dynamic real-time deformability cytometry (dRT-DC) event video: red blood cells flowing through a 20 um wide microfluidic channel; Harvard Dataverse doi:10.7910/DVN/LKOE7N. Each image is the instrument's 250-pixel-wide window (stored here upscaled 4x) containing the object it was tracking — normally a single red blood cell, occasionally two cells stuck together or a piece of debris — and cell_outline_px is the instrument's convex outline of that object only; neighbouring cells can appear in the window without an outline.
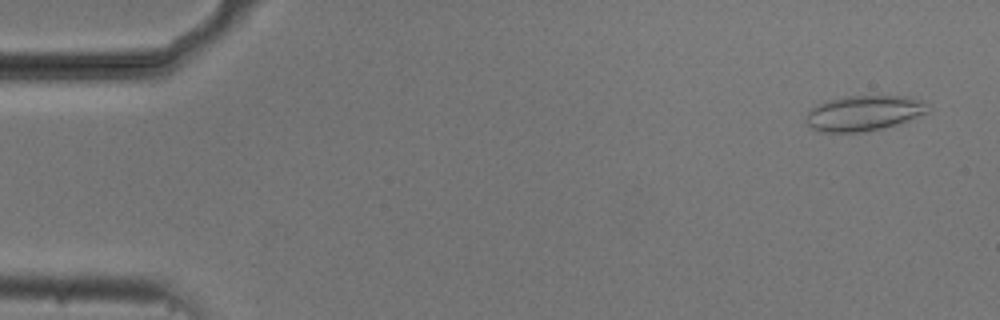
{"species": "common noctule bat (a hibernating species)", "species_latin": "Nyctalus noctula", "temperature_condition": "cold", "stored_images_in_passage": 54, "camera_frame_rate_fps": 3000, "um_per_image_px": 0.085, "animal": {"sex": "male", "body_mass_g": 20.5, "forearm_length_mm": 52.5}, "frame": {"image": 1, "passage_image": 3, "time_ms": 0.667, "image_size_px": [1000, 320], "cell_outline_px": [[932, 108], [928, 112], [896, 124], [880, 128], [860, 132], [824, 132], [812, 128], [804, 120], [808, 112], [816, 104], [824, 100], [844, 96], [908, 96], [924, 100]], "centroid_in_image_um": [73.42, 9.59], "position_along_channel_um": 11.6, "area_um2": 25.2}}
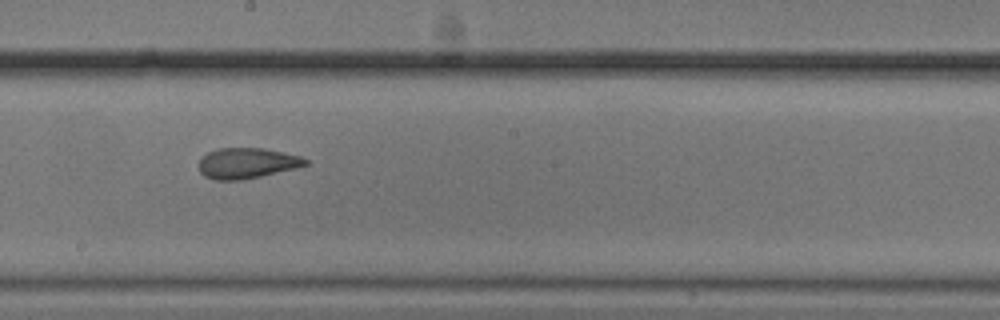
{"frame": {"image": 2, "passage_image": 30, "time_ms": 9.667, "image_size_px": [1000, 320], "cell_outline_px": [[308, 164], [296, 168], [244, 180], [216, 180], [204, 176], [200, 172], [200, 156], [208, 152], [220, 148], [264, 148], [300, 156], [308, 160]], "centroid_in_image_um": [20.98, 13.87], "position_along_channel_um": 227.2, "area_um2": 19.02}}
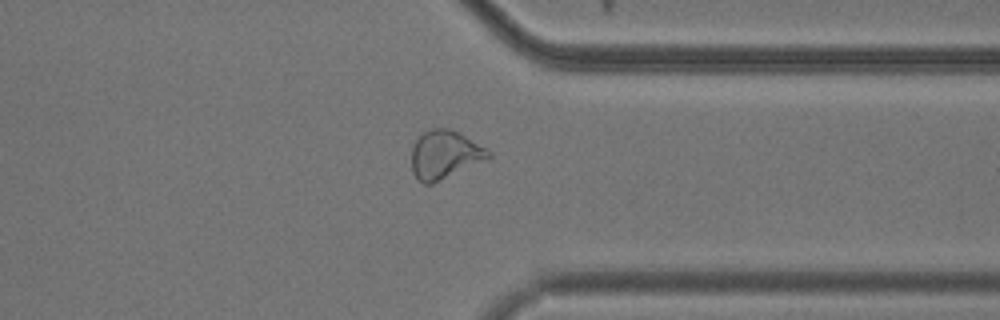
{"frame": {"image": 3, "passage_image": 42, "time_ms": 13.667, "image_size_px": [1000, 320], "cell_outline_px": [[492, 156], [432, 184], [424, 184], [416, 180], [412, 172], [412, 144], [424, 132], [432, 128], [452, 128], [492, 152]], "centroid_in_image_um": [37.76, 13.14], "position_along_channel_um": 373.6, "area_um2": 21.5}, "authors_computed_cell_mechanics": {"area_um2": 21.4149, "velocity_mm_per_s": 3.7305, "shape_relaxation_time_tau1_ms": null, "shape_relaxation_time_tau2_ms": 1.7981, "deformation_change_tau1": null, "deformation_change_tau2": 0.08}}